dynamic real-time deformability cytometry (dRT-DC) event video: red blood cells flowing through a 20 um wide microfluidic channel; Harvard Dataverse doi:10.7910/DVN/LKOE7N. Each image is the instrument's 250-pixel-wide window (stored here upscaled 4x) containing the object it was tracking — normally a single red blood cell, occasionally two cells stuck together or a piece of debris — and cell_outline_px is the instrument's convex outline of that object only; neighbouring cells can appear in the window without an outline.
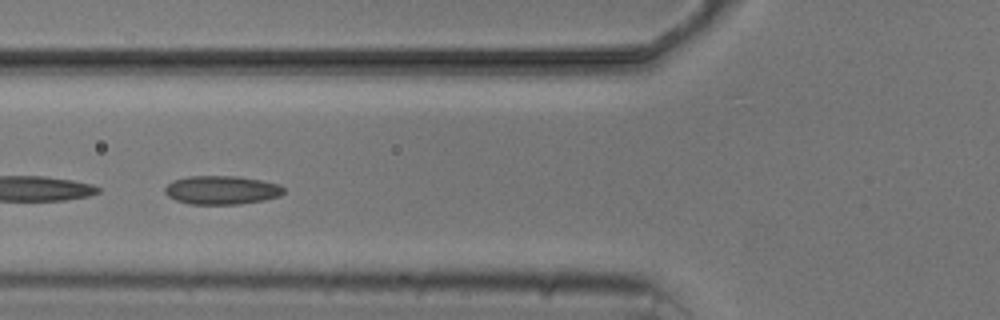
{"species": "common noctule bat (a hibernating species)", "species_latin": "Nyctalus noctula", "temperature_condition": "cold", "stored_images_in_passage": 13, "camera_frame_rate_fps": 3000, "um_per_image_px": 0.085, "animal": {"sex": "male", "body_mass_g": 20.5, "forearm_length_mm": 52.5}, "frame": {"image": 1, "passage_image": 4, "time_ms": 4.333, "image_size_px": [1000, 320], "cell_outline_px": [[284, 192], [280, 196], [264, 200], [240, 204], [188, 204], [176, 200], [168, 196], [164, 192], [164, 188], [172, 180], [188, 176], [236, 176], [260, 180], [280, 184], [284, 188]], "centroid_in_image_um": [18.83, 16.15], "position_along_channel_um": 107.0, "area_um2": 19.94}}
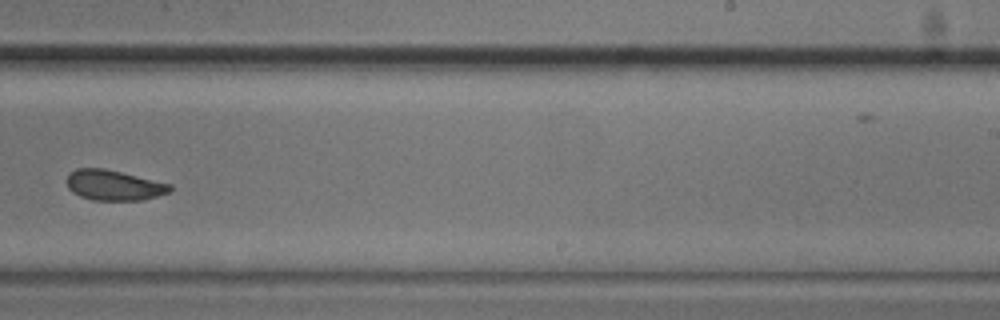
{"frame": {"image": 2, "passage_image": 8, "time_ms": 9.0, "image_size_px": [1000, 320], "cell_outline_px": [[172, 192], [140, 200], [92, 200], [80, 196], [72, 192], [68, 188], [68, 172], [76, 168], [104, 168], [172, 184]], "centroid_in_image_um": [9.68, 15.74], "position_along_channel_um": 279.3, "area_um2": 18.26}}
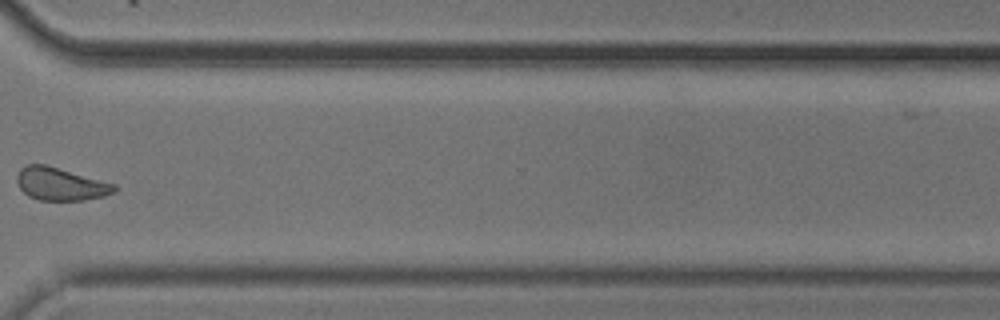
{"frame": {"image": 3, "passage_image": 10, "time_ms": 11.333, "image_size_px": [1000, 320], "cell_outline_px": [[120, 188], [116, 192], [104, 196], [84, 200], [40, 200], [28, 196], [20, 188], [16, 180], [16, 176], [20, 168], [28, 164], [44, 164], [116, 184]], "centroid_in_image_um": [5.17, 15.64], "position_along_channel_um": 365.4, "area_um2": 18.67}, "authors_computed_cell_mechanics": {"area_um2": 19.1896, "velocity_mm_per_s": 3.679, "shape_relaxation_time_tau1_ms": 3.2699, "shape_relaxation_time_tau2_ms": null, "deformation_change_tau1": 0.069, "deformation_change_tau2": null}}